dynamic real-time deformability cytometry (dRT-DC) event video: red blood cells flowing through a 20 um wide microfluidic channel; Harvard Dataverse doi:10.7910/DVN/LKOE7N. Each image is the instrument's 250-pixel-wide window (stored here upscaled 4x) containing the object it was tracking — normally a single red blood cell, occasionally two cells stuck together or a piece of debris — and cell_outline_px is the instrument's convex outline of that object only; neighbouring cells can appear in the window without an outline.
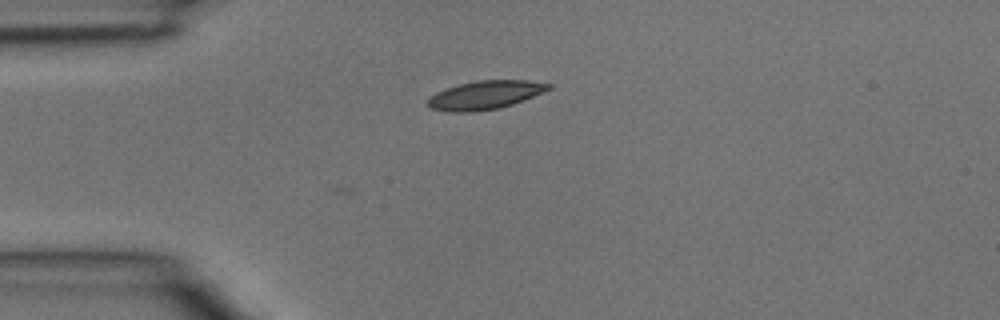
{"species": "common noctule bat (a hibernating species)", "species_latin": "Nyctalus noctula", "temperature_condition": "room temperature", "stored_images_in_passage": 5, "camera_frame_rate_fps": 3000, "um_per_image_px": 0.085, "animal": {"sex": "male", "body_mass_g": 15.6}, "frame": {"image": 1, "passage_image": 4, "time_ms": 1.0, "image_size_px": [1000, 320], "cell_outline_px": [[552, 88], [544, 92], [512, 104], [496, 108], [472, 112], [448, 112], [432, 108], [428, 104], [428, 100], [436, 92], [444, 88], [476, 80], [528, 80], [552, 84]], "centroid_in_image_um": [41.25, 8.06], "position_along_channel_um": 43.8, "area_um2": 19.94}}